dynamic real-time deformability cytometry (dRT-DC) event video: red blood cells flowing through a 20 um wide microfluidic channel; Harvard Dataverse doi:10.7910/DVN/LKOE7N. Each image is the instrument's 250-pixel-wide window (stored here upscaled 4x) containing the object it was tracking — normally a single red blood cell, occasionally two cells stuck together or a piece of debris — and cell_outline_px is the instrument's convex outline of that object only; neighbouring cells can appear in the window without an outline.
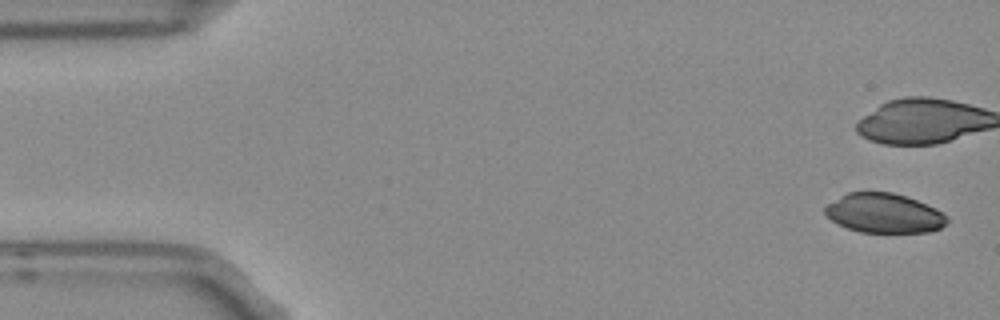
{"species": "Egyptian fruit bat (a non-hibernating species)", "species_latin": "Rousettus aegyptiacus", "temperature_condition": "room temperature", "stored_images_in_passage": 6, "camera_frame_rate_fps": 3000, "um_per_image_px": 0.085, "frame": {"image": 1, "passage_image": 1, "time_ms": 0.0, "image_size_px": [1000, 320], "cell_outline_px": [[948, 224], [940, 228], [928, 232], [860, 232], [836, 224], [824, 212], [824, 208], [828, 204], [840, 196], [848, 192], [892, 192], [916, 200], [936, 208], [948, 216]], "centroid_in_image_um": [75.16, 18.13], "position_along_channel_um": 9.8, "area_um2": 28.03}}